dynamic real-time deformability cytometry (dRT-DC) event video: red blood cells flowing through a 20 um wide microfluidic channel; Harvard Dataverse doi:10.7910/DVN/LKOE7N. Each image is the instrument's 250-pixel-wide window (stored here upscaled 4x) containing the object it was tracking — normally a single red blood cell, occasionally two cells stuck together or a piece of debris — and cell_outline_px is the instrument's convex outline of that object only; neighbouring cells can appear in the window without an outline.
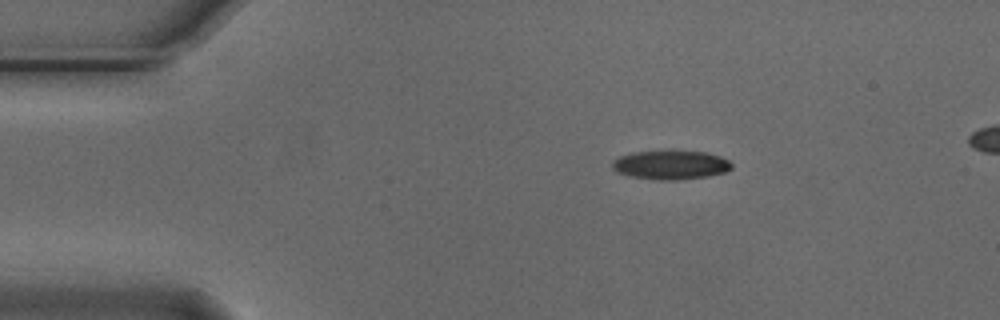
{"species": "Egyptian fruit bat (a non-hibernating species)", "species_latin": "Rousettus aegyptiacus", "temperature_condition": "cold", "stored_images_in_passage": 4, "camera_frame_rate_fps": 3000, "um_per_image_px": 0.085, "animal": {"sex": "male"}, "frame": {"image": 1, "passage_image": 1, "time_ms": 0.0, "image_size_px": [1000, 320], "cell_outline_px": [[732, 168], [724, 172], [708, 176], [680, 180], [660, 180], [632, 176], [616, 172], [612, 168], [612, 164], [620, 156], [632, 152], [672, 148], [704, 152], [720, 156], [728, 160], [732, 164]], "centroid_in_image_um": [57.02, 13.97], "position_along_channel_um": 28.0, "area_um2": 20.75}}
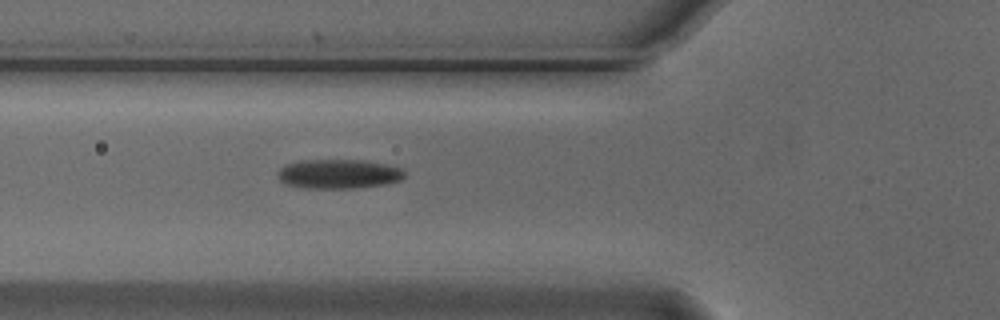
{"frame": {"image": 2, "passage_image": 4, "time_ms": 1.0, "image_size_px": [1000, 320], "cell_outline_px": [[404, 176], [400, 180], [384, 184], [352, 188], [304, 188], [284, 184], [276, 176], [276, 172], [284, 164], [300, 160], [364, 160], [384, 164], [400, 168], [404, 172]], "centroid_in_image_um": [28.69, 14.78], "position_along_channel_um": 97.1, "area_um2": 21.73}}